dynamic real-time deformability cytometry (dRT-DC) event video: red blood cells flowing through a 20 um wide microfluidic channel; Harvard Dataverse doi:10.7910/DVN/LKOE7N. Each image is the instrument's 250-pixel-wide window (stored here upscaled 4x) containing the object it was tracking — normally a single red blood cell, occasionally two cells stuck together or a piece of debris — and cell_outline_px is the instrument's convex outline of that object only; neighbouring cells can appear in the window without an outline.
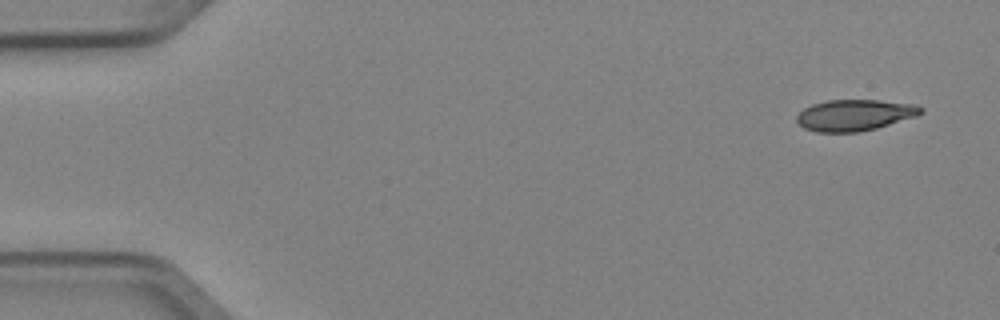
{"species": "Egyptian fruit bat (a non-hibernating species)", "species_latin": "Rousettus aegyptiacus", "temperature_condition": "cold", "stored_images_in_passage": 6, "camera_frame_rate_fps": 3000, "um_per_image_px": 0.085, "animal": {"sex": "female"}, "frame": {"image": 1, "passage_image": 1, "time_ms": 0.0, "image_size_px": [1000, 320], "cell_outline_px": [[924, 112], [916, 116], [876, 128], [860, 132], [816, 132], [804, 128], [796, 120], [796, 116], [804, 108], [812, 104], [828, 100], [876, 100], [916, 104], [924, 108]], "centroid_in_image_um": [72.65, 9.78], "position_along_channel_um": 12.3, "area_um2": 22.6}}
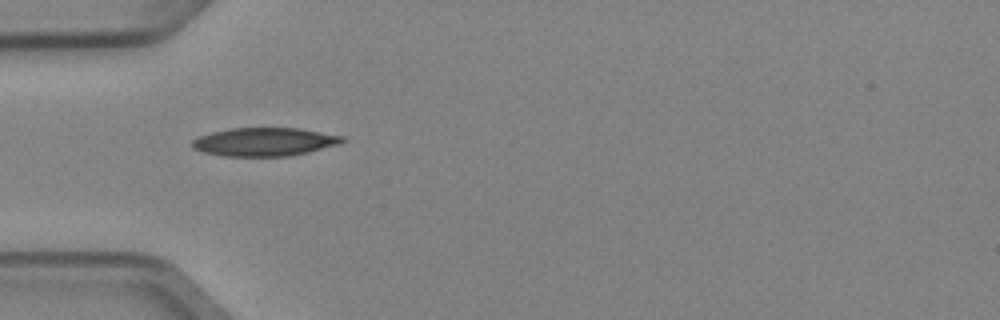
{"frame": {"image": 2, "passage_image": 4, "time_ms": 1.0, "image_size_px": [1000, 320], "cell_outline_px": [[348, 140], [340, 144], [308, 152], [288, 156], [224, 156], [204, 152], [192, 148], [192, 140], [200, 136], [212, 132], [232, 128], [300, 128], [344, 136]], "centroid_in_image_um": [22.52, 12.05], "position_along_channel_um": 62.5, "area_um2": 24.85}}
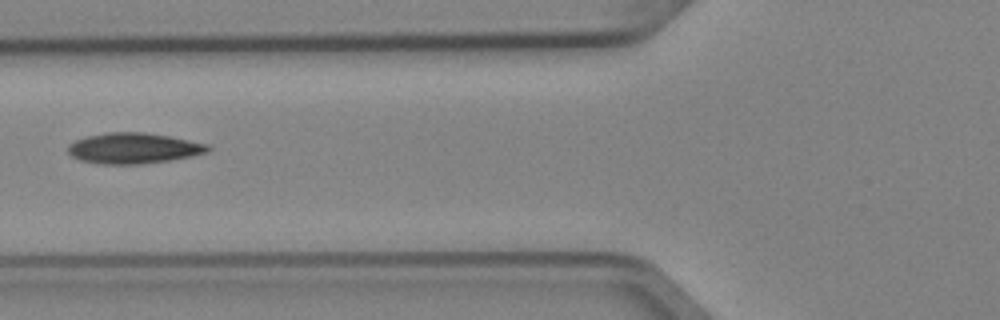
{"frame": {"image": 3, "passage_image": 5, "time_ms": 1.333, "image_size_px": [1000, 320], "cell_outline_px": [[212, 148], [208, 152], [168, 160], [140, 164], [100, 164], [80, 160], [72, 156], [68, 152], [68, 144], [76, 140], [88, 136], [108, 132], [144, 132], [168, 136], [208, 144]], "centroid_in_image_um": [11.33, 12.6], "position_along_channel_um": 114.5, "area_um2": 24.8}}